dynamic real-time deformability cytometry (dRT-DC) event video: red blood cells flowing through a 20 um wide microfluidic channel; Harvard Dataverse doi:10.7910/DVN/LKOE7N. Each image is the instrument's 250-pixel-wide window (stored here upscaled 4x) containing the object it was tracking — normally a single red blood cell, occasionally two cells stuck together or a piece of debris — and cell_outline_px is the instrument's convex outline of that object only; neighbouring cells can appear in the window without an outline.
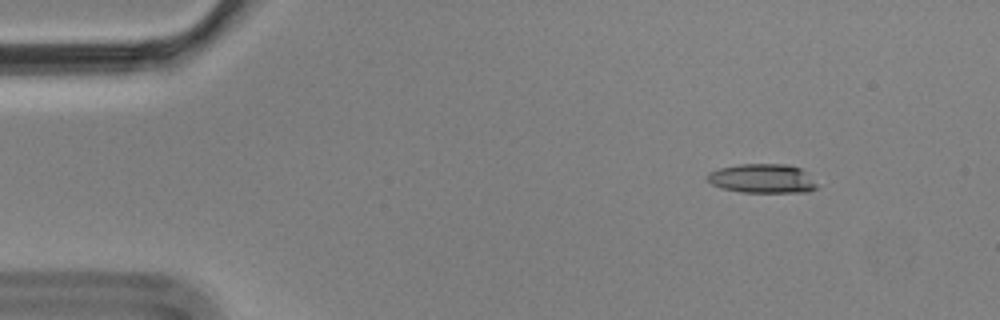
{"species": "Egyptian fruit bat (a non-hibernating species)", "species_latin": "Rousettus aegyptiacus", "temperature_condition": "cold", "stored_images_in_passage": 10, "camera_frame_rate_fps": 3000, "um_per_image_px": 0.085, "animal": {"sex": "male"}, "frame": {"image": 1, "passage_image": 1, "time_ms": 0.0, "image_size_px": [1000, 320], "cell_outline_px": [[816, 188], [808, 192], [740, 192], [720, 188], [712, 184], [708, 180], [708, 172], [720, 168], [740, 164], [788, 164], [800, 168], [816, 184]], "centroid_in_image_um": [64.76, 15.18], "position_along_channel_um": 20.2, "area_um2": 18.44}}
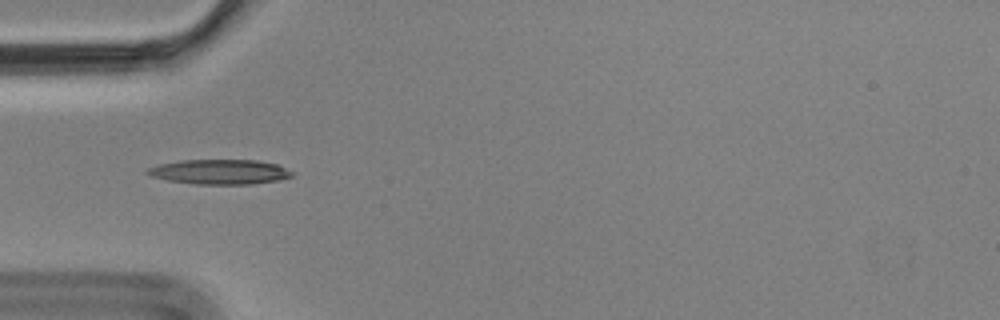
{"frame": {"image": 2, "passage_image": 4, "time_ms": 1.0, "image_size_px": [1000, 320], "cell_outline_px": [[296, 172], [292, 176], [280, 180], [252, 184], [196, 184], [168, 180], [152, 176], [144, 172], [148, 168], [160, 164], [180, 160], [256, 160], [276, 164]], "centroid_in_image_um": [18.72, 14.6], "position_along_channel_um": 66.3, "area_um2": 20.92}}
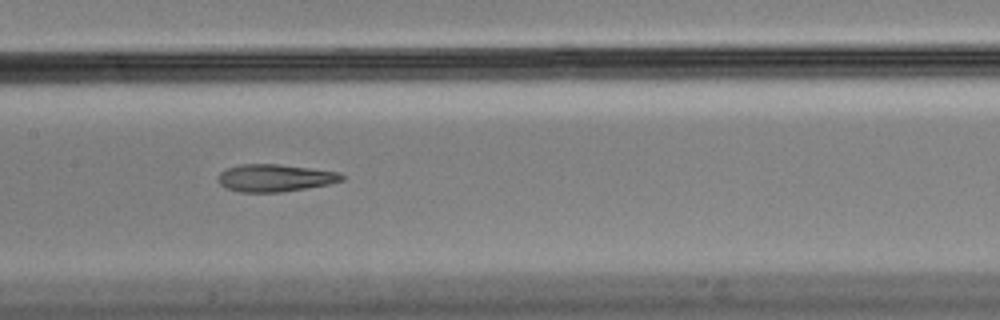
{"frame": {"image": 3, "passage_image": 7, "time_ms": 2.0, "image_size_px": [1000, 320], "cell_outline_px": [[344, 180], [328, 184], [280, 192], [240, 192], [224, 188], [220, 184], [220, 172], [228, 168], [240, 164], [280, 164], [340, 172], [344, 176]], "centroid_in_image_um": [23.38, 15.12], "position_along_channel_um": 184.0, "area_um2": 19.59}}